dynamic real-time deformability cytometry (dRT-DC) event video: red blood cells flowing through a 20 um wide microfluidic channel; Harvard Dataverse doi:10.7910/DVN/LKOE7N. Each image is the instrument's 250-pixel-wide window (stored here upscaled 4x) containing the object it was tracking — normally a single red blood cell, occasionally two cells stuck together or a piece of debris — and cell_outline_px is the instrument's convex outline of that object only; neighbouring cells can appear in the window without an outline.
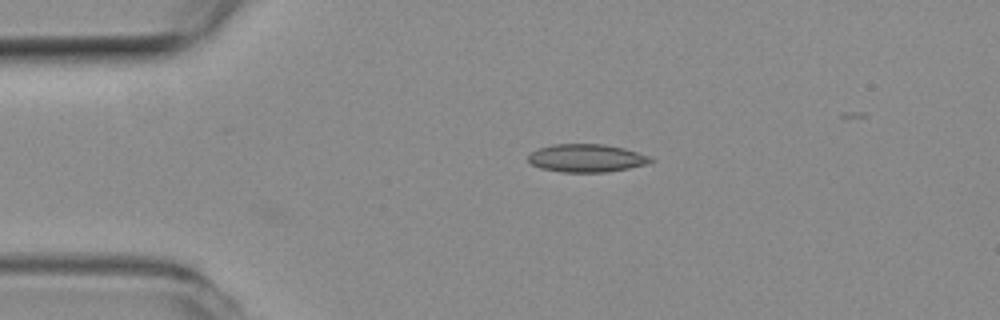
{"species": "common noctule bat (a hibernating species)", "species_latin": "Nyctalus noctula", "temperature_condition": "room temperature", "stored_images_in_passage": 42, "camera_frame_rate_fps": 3000, "um_per_image_px": 0.085, "animal": {"sex": "female", "body_mass_g": 19.3, "forearm_length_mm": 54.1}, "frame": {"image": 1, "passage_image": 1, "time_ms": 0.0, "image_size_px": [1000, 320], "cell_outline_px": [[656, 160], [648, 164], [608, 172], [560, 172], [540, 168], [532, 164], [528, 160], [528, 156], [532, 152], [540, 148], [552, 144], [604, 144], [624, 148], [652, 156]], "centroid_in_image_um": [49.9, 13.44], "position_along_channel_um": 35.1, "area_um2": 20.11}}
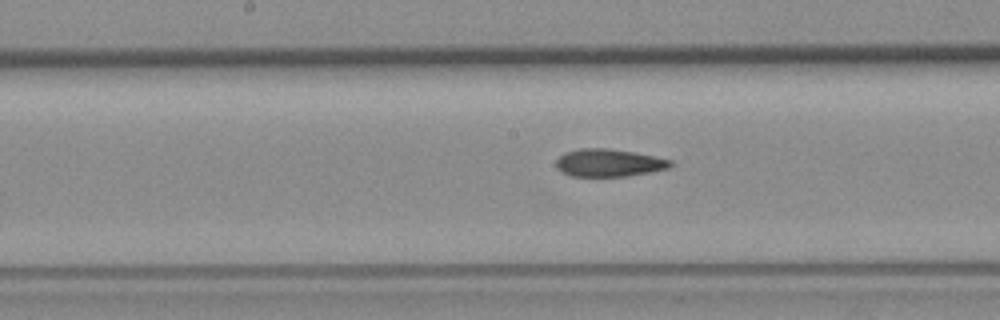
{"frame": {"image": 2, "passage_image": 17, "time_ms": 5.333, "image_size_px": [1000, 320], "cell_outline_px": [[672, 164], [668, 168], [652, 172], [628, 176], [572, 176], [556, 168], [556, 160], [564, 152], [580, 148], [608, 148], [656, 156], [672, 160]], "centroid_in_image_um": [51.76, 13.83], "position_along_channel_um": 196.4, "area_um2": 18.44}}
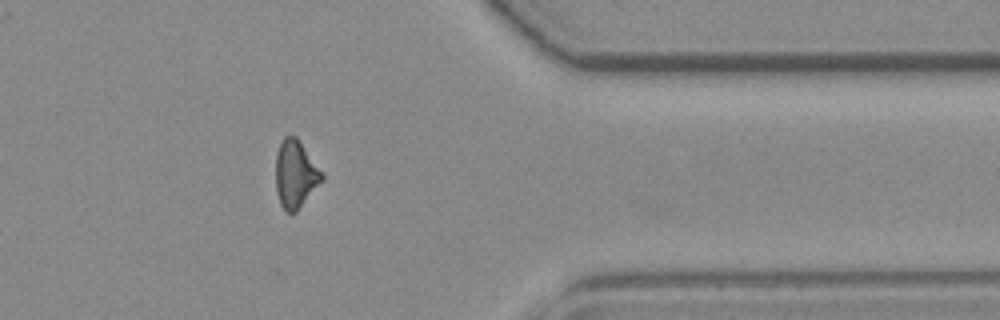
{"frame": {"image": 3, "passage_image": 34, "time_ms": 11.0, "image_size_px": [1000, 320], "cell_outline_px": [[324, 176], [296, 212], [288, 212], [280, 204], [276, 192], [276, 152], [284, 136], [296, 136], [324, 172]], "centroid_in_image_um": [25.1, 14.76], "position_along_channel_um": 386.3, "area_um2": 17.98}, "authors_computed_cell_mechanics": {"area_um2": 18.6983, "velocity_mm_per_s": 3.6804, "shape_relaxation_time_tau1_ms": null, "shape_relaxation_time_tau2_ms": 7.684, "deformation_change_tau1": null, "deformation_change_tau2": 0.1766}}